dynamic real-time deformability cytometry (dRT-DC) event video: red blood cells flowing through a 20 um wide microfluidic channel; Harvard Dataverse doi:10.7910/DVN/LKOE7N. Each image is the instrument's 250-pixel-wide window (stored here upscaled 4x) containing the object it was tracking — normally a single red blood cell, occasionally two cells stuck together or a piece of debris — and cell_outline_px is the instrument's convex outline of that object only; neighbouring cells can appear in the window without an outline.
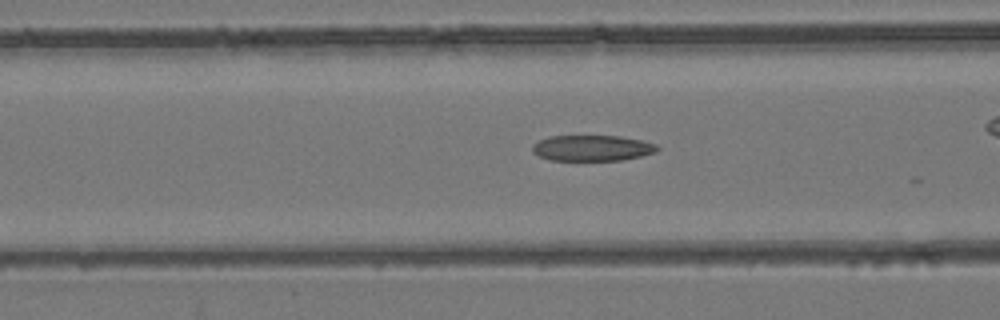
{"species": "common noctule bat (a hibernating species)", "species_latin": "Nyctalus noctula", "temperature_condition": "room temperature", "stored_images_in_passage": 19, "camera_frame_rate_fps": 3000, "um_per_image_px": 0.085, "animal": {"sex": "female", "body_mass_g": 24.6, "forearm_length_mm": 56.2}, "frame": {"image": 1, "passage_image": 18, "time_ms": 5.667, "image_size_px": [1000, 320], "cell_outline_px": [[660, 148], [656, 152], [640, 156], [620, 160], [548, 160], [532, 152], [532, 144], [548, 136], [620, 136], [640, 140], [656, 144]], "centroid_in_image_um": [50.31, 12.58], "position_along_channel_um": 116.3, "area_um2": 18.73}}